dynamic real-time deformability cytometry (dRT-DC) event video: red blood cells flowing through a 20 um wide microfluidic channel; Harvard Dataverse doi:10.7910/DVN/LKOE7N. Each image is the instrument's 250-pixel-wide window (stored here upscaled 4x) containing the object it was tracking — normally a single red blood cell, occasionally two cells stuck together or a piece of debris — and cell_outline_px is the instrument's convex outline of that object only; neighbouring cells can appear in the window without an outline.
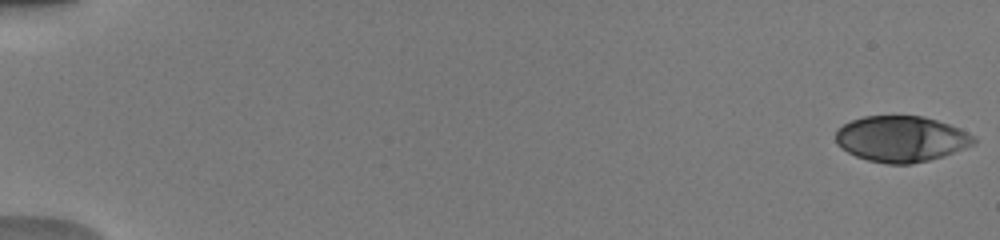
{"species": "human", "species_latin": "Homo sapiens", "temperature_condition": "warm", "stored_images_in_passage": 17, "camera_frame_rate_fps": 3000, "um_per_image_px": 0.085, "donor": {"sex": "male"}, "frame": {"image": 1, "passage_image": 1, "time_ms": 0.0, "image_size_px": [1000, 240], "cell_outline_px": [[976, 144], [928, 160], [912, 164], [888, 164], [868, 160], [856, 156], [848, 152], [836, 144], [836, 132], [844, 124], [852, 120], [864, 116], [924, 116], [948, 124], [972, 136], [976, 140]], "centroid_in_image_um": [76.56, 11.81], "position_along_channel_um": 8.4, "area_um2": 36.41}}
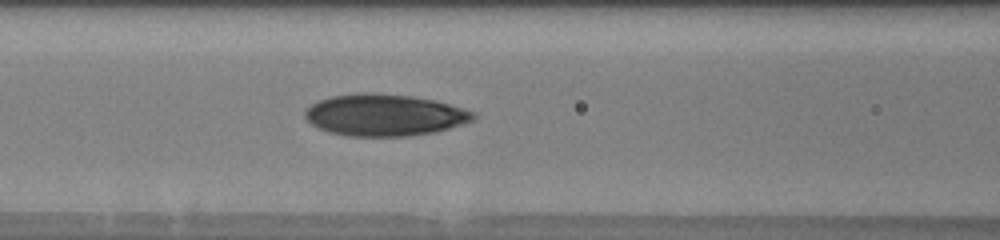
{"frame": {"image": 2, "passage_image": 15, "time_ms": 7.667, "image_size_px": [1000, 240], "cell_outline_px": [[476, 116], [472, 120], [436, 132], [408, 136], [348, 136], [328, 132], [312, 124], [304, 116], [304, 112], [312, 104], [320, 100], [332, 96], [356, 92], [376, 92], [412, 96], [436, 100], [464, 108], [476, 112]], "centroid_in_image_um": [32.69, 9.76], "position_along_channel_um": 133.9, "area_um2": 41.1}}
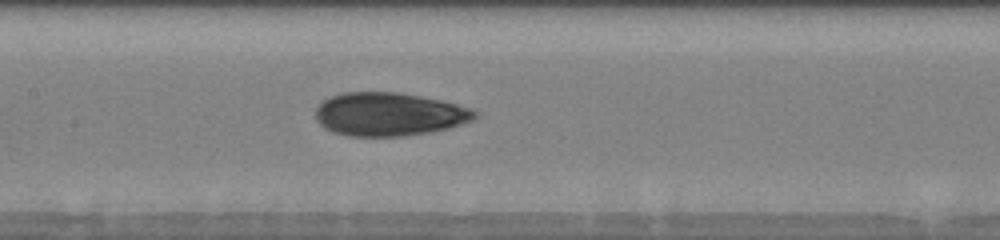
{"frame": {"image": 3, "passage_image": 17, "time_ms": 8.667, "image_size_px": [1000, 240], "cell_outline_px": [[476, 116], [472, 120], [448, 128], [428, 132], [404, 136], [348, 136], [324, 128], [316, 120], [316, 108], [324, 100], [332, 96], [344, 92], [396, 92], [420, 96], [440, 100], [472, 108], [476, 112]], "centroid_in_image_um": [33.05, 9.71], "position_along_channel_um": 174.3, "area_um2": 39.94}}